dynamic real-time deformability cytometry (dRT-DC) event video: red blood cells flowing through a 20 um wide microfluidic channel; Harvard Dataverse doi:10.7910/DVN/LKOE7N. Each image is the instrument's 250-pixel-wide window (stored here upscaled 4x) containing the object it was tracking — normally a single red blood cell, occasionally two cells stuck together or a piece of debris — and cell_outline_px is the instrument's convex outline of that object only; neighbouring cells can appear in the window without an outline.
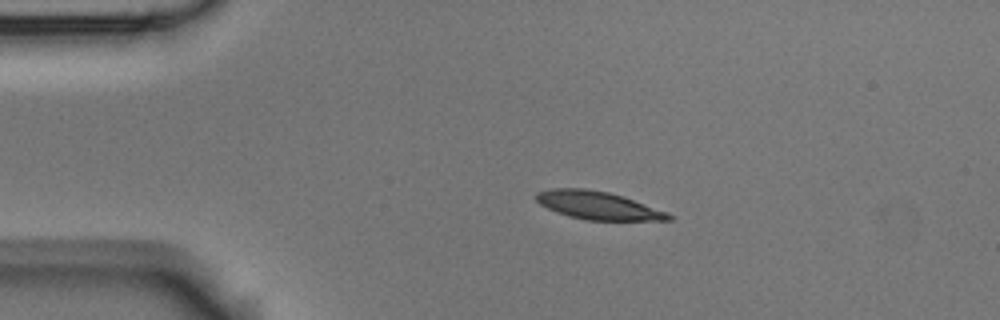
{"species": "Egyptian fruit bat (a non-hibernating species)", "species_latin": "Rousettus aegyptiacus", "temperature_condition": "room temperature", "stored_images_in_passage": 5, "camera_frame_rate_fps": 3000, "um_per_image_px": 0.085, "animal": {"sex": "male"}, "frame": {"image": 1, "passage_image": 2, "time_ms": 0.333, "image_size_px": [1000, 320], "cell_outline_px": [[672, 220], [584, 220], [568, 216], [556, 212], [540, 204], [536, 200], [536, 192], [552, 188], [584, 188], [608, 192], [624, 196], [668, 212], [672, 216]], "centroid_in_image_um": [50.82, 17.46], "position_along_channel_um": 34.2, "area_um2": 21.68}}
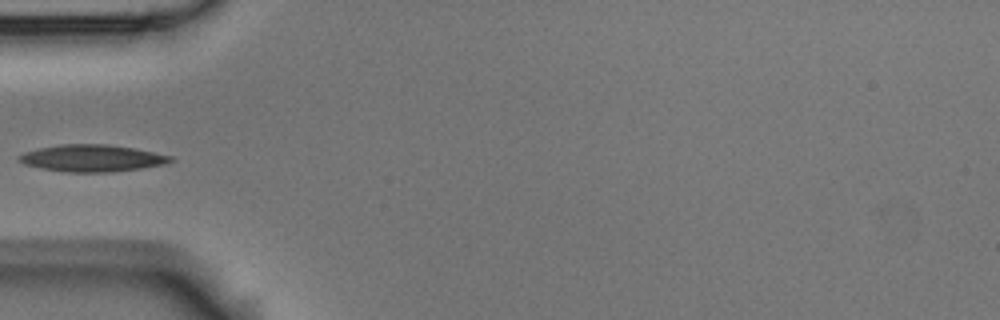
{"frame": {"image": 2, "passage_image": 4, "time_ms": 1.0, "image_size_px": [1000, 320], "cell_outline_px": [[176, 160], [168, 164], [112, 172], [64, 172], [40, 168], [24, 164], [16, 160], [16, 156], [24, 152], [40, 148], [60, 144], [108, 144], [136, 148], [172, 156]], "centroid_in_image_um": [7.83, 13.44], "position_along_channel_um": 77.2, "area_um2": 24.1}}
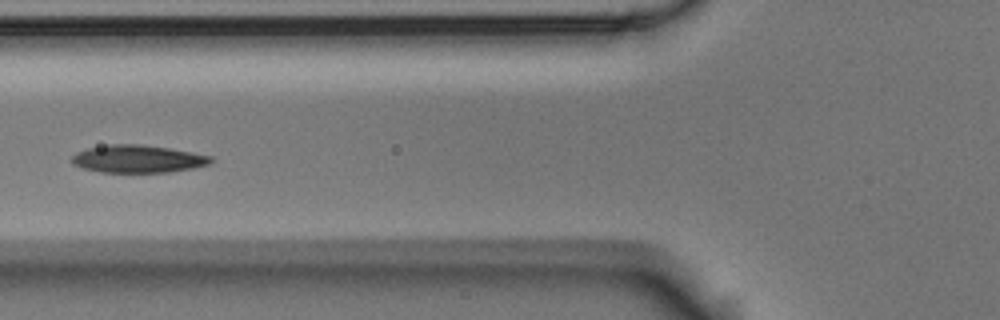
{"frame": {"image": 3, "passage_image": 5, "time_ms": 1.333, "image_size_px": [1000, 320], "cell_outline_px": [[212, 160], [208, 164], [192, 168], [168, 172], [100, 172], [84, 168], [72, 164], [72, 156], [76, 152], [88, 148], [108, 144], [140, 144], [168, 148], [212, 156]], "centroid_in_image_um": [11.68, 13.5], "position_along_channel_um": 114.1, "area_um2": 22.2}}